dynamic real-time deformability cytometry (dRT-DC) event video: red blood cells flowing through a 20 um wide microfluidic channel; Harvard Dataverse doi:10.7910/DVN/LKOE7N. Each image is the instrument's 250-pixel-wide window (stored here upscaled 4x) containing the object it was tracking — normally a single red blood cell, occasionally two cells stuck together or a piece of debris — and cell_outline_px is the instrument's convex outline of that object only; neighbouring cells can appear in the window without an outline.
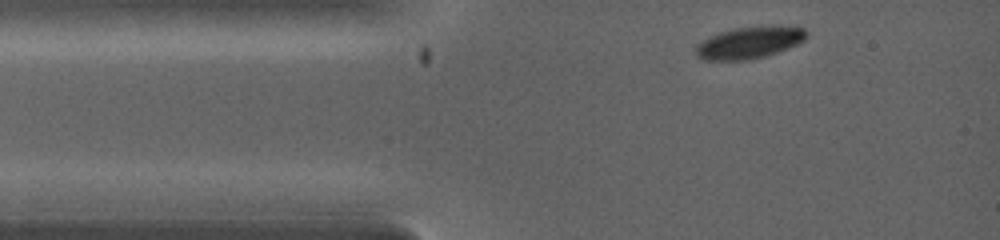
{"species": "common noctule bat (a hibernating species)", "species_latin": "Nyctalus noctula", "temperature_condition": "warm", "stored_images_in_passage": 4, "camera_frame_rate_fps": 5000, "um_per_image_px": 0.085, "animal": {"sex": "female", "body_mass_g": 19.0, "forearm_length_mm": 53.3}, "frame": {"image": 1, "passage_image": 1, "time_ms": 0.0, "image_size_px": [1000, 240], "cell_outline_px": [[808, 36], [804, 40], [788, 48], [768, 56], [748, 60], [704, 60], [696, 56], [696, 44], [708, 36], [732, 28], [760, 24], [776, 24], [804, 28], [808, 32]], "centroid_in_image_um": [63.72, 3.58], "position_along_channel_um": 21.3, "area_um2": 21.33}}
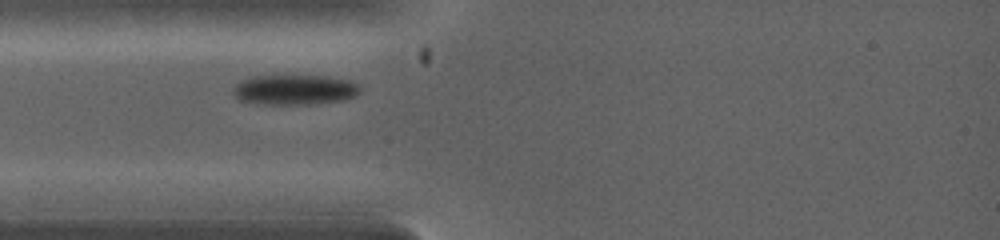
{"frame": {"image": 2, "passage_image": 3, "time_ms": 1.2, "image_size_px": [1000, 240], "cell_outline_px": [[360, 92], [352, 96], [340, 100], [308, 104], [268, 104], [240, 100], [236, 96], [236, 84], [240, 80], [248, 76], [292, 72], [328, 76], [352, 80], [360, 88]], "centroid_in_image_um": [25.04, 7.54], "position_along_channel_um": 60.0, "area_um2": 23.0}}
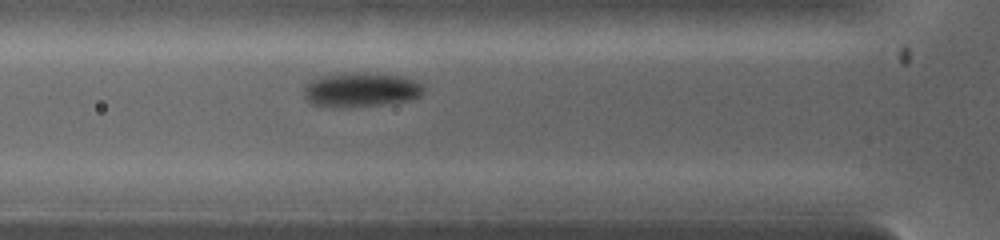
{"frame": {"image": 3, "passage_image": 4, "time_ms": 1.8, "image_size_px": [1000, 240], "cell_outline_px": [[424, 92], [420, 96], [408, 100], [380, 104], [340, 108], [312, 104], [304, 96], [304, 88], [312, 80], [320, 76], [352, 72], [360, 72], [400, 76], [412, 80], [420, 84], [424, 88]], "centroid_in_image_um": [30.65, 7.63], "position_along_channel_um": 95.2, "area_um2": 23.7}}